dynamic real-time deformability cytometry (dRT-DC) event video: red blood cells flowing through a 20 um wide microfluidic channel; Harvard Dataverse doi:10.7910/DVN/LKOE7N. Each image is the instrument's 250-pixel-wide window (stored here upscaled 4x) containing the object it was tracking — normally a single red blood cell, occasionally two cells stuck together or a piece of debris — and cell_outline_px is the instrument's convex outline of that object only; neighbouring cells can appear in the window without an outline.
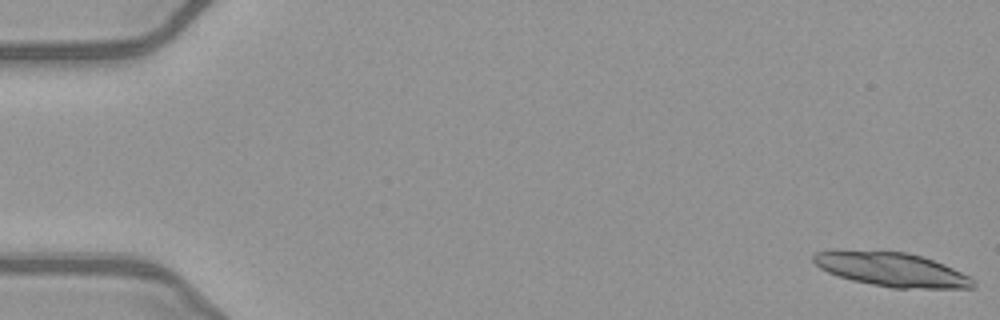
{"species": "common noctule bat (a hibernating species)", "species_latin": "Nyctalus noctula", "temperature_condition": "warm", "stored_images_in_passage": 19, "camera_frame_rate_fps": 3000, "um_per_image_px": 0.085, "animal": {"sex": "female", "body_mass_g": 21.9}, "frame": {"image": 1, "passage_image": 1, "time_ms": 0.0, "image_size_px": [1000, 320], "cell_outline_px": [[976, 284], [972, 288], [892, 288], [852, 280], [828, 272], [820, 268], [812, 260], [812, 256], [816, 252], [828, 248], [836, 248], [908, 252], [944, 264], [972, 276], [976, 280]], "centroid_in_image_um": [75.75, 22.87], "position_along_channel_um": 9.2, "area_um2": 32.37}}